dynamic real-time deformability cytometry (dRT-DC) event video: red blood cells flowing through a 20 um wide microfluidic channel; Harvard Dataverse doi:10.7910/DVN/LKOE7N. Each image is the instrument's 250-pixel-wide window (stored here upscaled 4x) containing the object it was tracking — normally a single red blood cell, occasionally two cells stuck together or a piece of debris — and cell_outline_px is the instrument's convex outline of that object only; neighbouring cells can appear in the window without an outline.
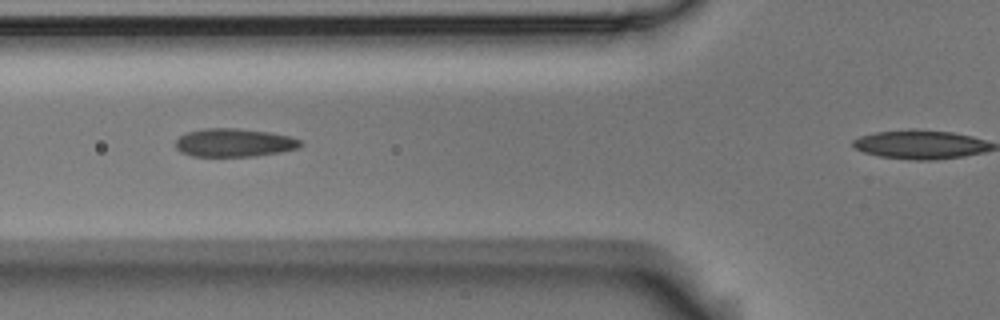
{"species": "Egyptian fruit bat (a non-hibernating species)", "species_latin": "Rousettus aegyptiacus", "temperature_condition": "room temperature", "stored_images_in_passage": 6, "camera_frame_rate_fps": 3000, "um_per_image_px": 0.085, "animal": {"sex": "male"}, "frame": {"image": 1, "passage_image": 2, "time_ms": 0.333, "image_size_px": [1000, 320], "cell_outline_px": [[304, 144], [300, 148], [280, 152], [256, 156], [192, 156], [180, 152], [176, 148], [176, 140], [180, 136], [188, 132], [204, 128], [236, 128], [268, 132], [288, 136], [300, 140]], "centroid_in_image_um": [19.91, 12.13], "position_along_channel_um": 105.9, "area_um2": 20.58}}
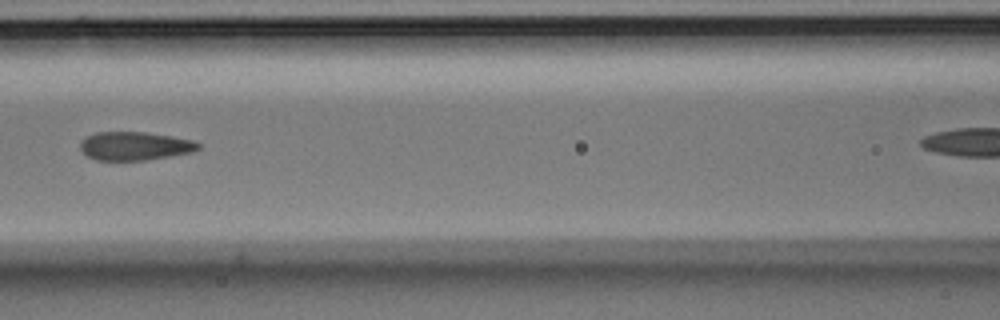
{"frame": {"image": 2, "passage_image": 3, "time_ms": 0.667, "image_size_px": [1000, 320], "cell_outline_px": [[200, 148], [192, 152], [144, 160], [96, 160], [88, 156], [80, 148], [80, 140], [96, 132], [144, 132], [172, 136], [192, 140], [200, 144]], "centroid_in_image_um": [11.44, 12.4], "position_along_channel_um": 155.2, "area_um2": 19.42}}
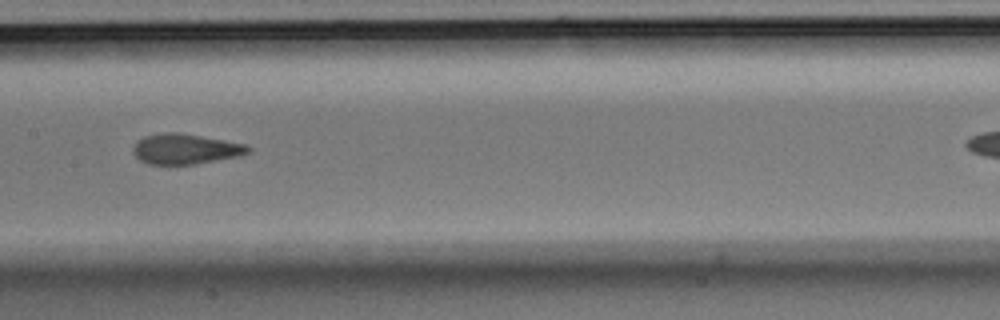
{"frame": {"image": 3, "passage_image": 4, "time_ms": 1.0, "image_size_px": [1000, 320], "cell_outline_px": [[252, 148], [248, 152], [236, 156], [196, 164], [148, 164], [140, 160], [132, 152], [132, 148], [136, 140], [144, 136], [164, 132], [176, 132], [224, 140], [244, 144]], "centroid_in_image_um": [15.69, 12.66], "position_along_channel_um": 191.7, "area_um2": 20.11}}